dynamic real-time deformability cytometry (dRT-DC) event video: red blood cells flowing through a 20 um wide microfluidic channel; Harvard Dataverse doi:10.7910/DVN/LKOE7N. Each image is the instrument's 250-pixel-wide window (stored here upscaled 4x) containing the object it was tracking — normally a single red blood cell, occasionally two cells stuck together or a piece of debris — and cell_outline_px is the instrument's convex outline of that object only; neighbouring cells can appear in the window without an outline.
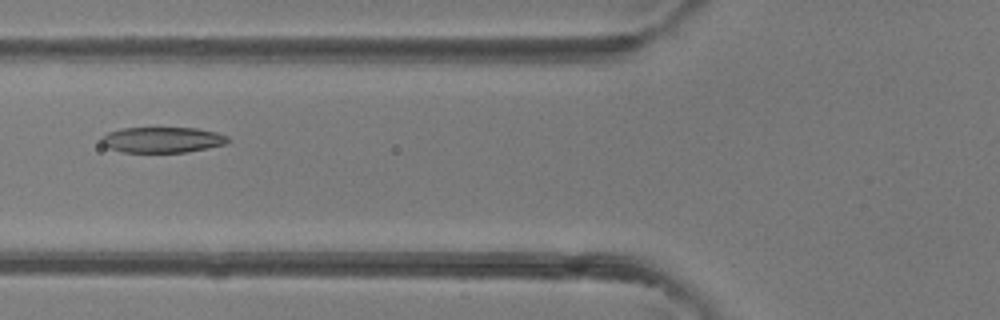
{"species": "common noctule bat (a hibernating species)", "species_latin": "Nyctalus noctula", "temperature_condition": "room temperature", "stored_images_in_passage": 5, "camera_frame_rate_fps": 3000, "um_per_image_px": 0.085, "animal": {"sex": "female"}, "frame": {"image": 1, "passage_image": 5, "time_ms": 4.333, "image_size_px": [1000, 320], "cell_outline_px": [[232, 140], [228, 144], [184, 152], [124, 152], [108, 148], [100, 140], [100, 136], [108, 132], [120, 128], [196, 128], [216, 132], [228, 136]], "centroid_in_image_um": [13.81, 11.88], "position_along_channel_um": 112.0, "area_um2": 19.02}}